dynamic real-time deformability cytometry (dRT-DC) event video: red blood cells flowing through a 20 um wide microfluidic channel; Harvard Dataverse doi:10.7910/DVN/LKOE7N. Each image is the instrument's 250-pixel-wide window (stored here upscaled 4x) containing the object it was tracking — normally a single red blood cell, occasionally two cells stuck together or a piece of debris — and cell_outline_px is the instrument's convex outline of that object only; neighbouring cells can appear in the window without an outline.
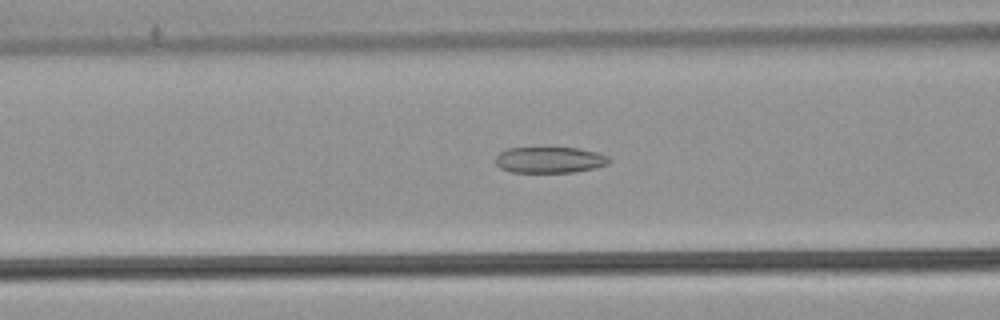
{"species": "common noctule bat (a hibernating species)", "species_latin": "Nyctalus noctula", "temperature_condition": "warm", "stored_images_in_passage": 38, "camera_frame_rate_fps": 3000, "um_per_image_px": 0.085, "animal": {"sex": "male", "body_mass_g": 21.5, "forearm_length_mm": 52.0}, "frame": {"image": 1, "passage_image": 6, "time_ms": 1.667, "image_size_px": [1000, 320], "cell_outline_px": [[612, 160], [608, 164], [596, 168], [576, 172], [512, 172], [500, 168], [496, 164], [496, 156], [500, 152], [508, 148], [580, 148], [596, 152], [608, 156]], "centroid_in_image_um": [46.76, 13.59], "position_along_channel_um": 119.8, "area_um2": 17.34}}
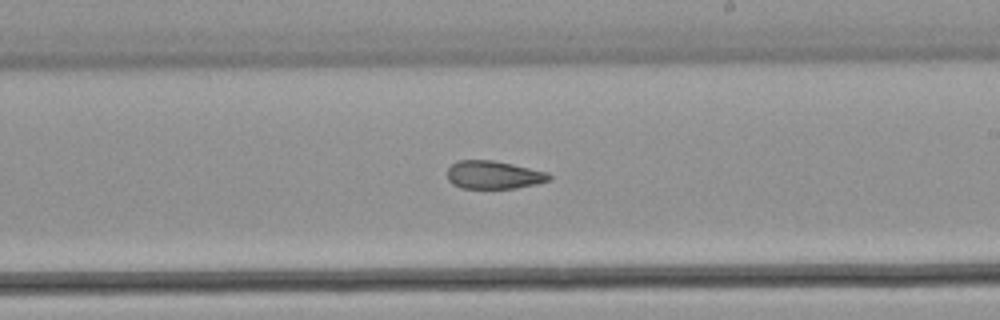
{"frame": {"image": 2, "passage_image": 16, "time_ms": 5.0, "image_size_px": [1000, 320], "cell_outline_px": [[552, 176], [548, 180], [536, 184], [516, 188], [460, 188], [452, 184], [448, 180], [448, 168], [456, 160], [492, 160], [512, 164], [548, 172]], "centroid_in_image_um": [41.94, 14.86], "position_along_channel_um": 247.1, "area_um2": 16.65}}
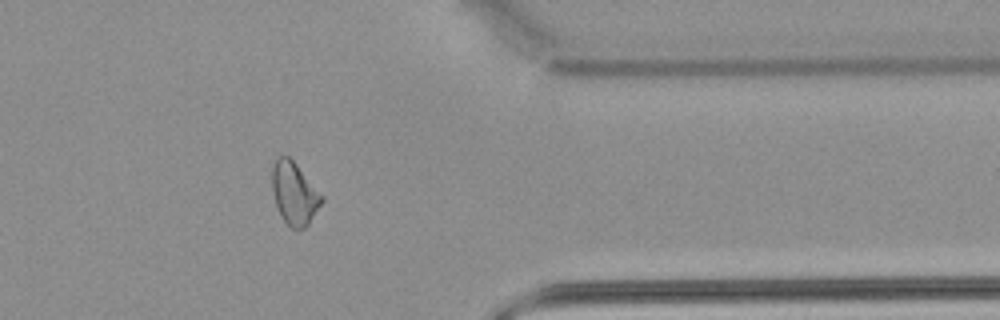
{"frame": {"image": 3, "passage_image": 28, "time_ms": 9.0, "image_size_px": [1000, 320], "cell_outline_px": [[324, 200], [308, 224], [304, 228], [292, 228], [284, 220], [276, 204], [272, 192], [272, 168], [276, 160], [280, 156], [288, 156], [296, 164], [324, 196]], "centroid_in_image_um": [25.03, 16.43], "position_along_channel_um": 386.4, "area_um2": 17.74}, "authors_computed_cell_mechanics": {"area_um2": 17.918, "velocity_mm_per_s": 3.8215, "shape_relaxation_time_tau1_ms": null, "shape_relaxation_time_tau2_ms": 3.139, "deformation_change_tau1": null, "deformation_change_tau2": 0.0933}}